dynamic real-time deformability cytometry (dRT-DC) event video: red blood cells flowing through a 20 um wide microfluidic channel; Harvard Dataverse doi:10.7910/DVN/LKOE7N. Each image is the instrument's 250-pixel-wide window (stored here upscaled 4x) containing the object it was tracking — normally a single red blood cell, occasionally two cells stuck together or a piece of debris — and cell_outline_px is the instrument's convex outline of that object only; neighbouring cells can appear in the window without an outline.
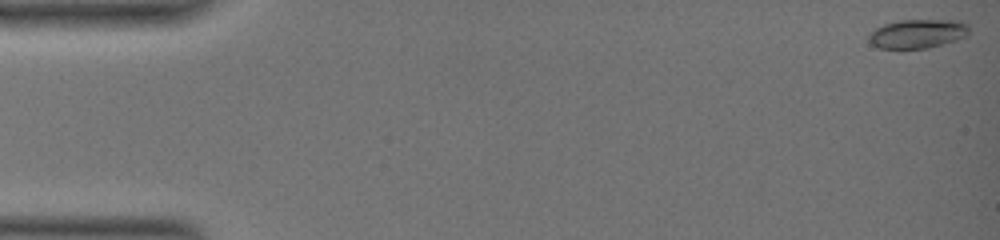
{"species": "common noctule bat (a hibernating species)", "species_latin": "Nyctalus noctula", "temperature_condition": "warm", "stored_images_in_passage": 58, "camera_frame_rate_fps": 3000, "um_per_image_px": 0.085, "animal": {"sex": "female", "body_mass_g": 19.0, "forearm_length_mm": 51.5}, "frame": {"image": 1, "passage_image": 1, "time_ms": 0.0, "image_size_px": [1000, 240], "cell_outline_px": [[968, 36], [944, 44], [928, 48], [900, 52], [880, 48], [872, 44], [868, 40], [868, 32], [884, 24], [900, 20], [960, 20], [968, 24]], "centroid_in_image_um": [77.95, 2.91], "position_along_channel_um": 7.0, "area_um2": 17.74}}
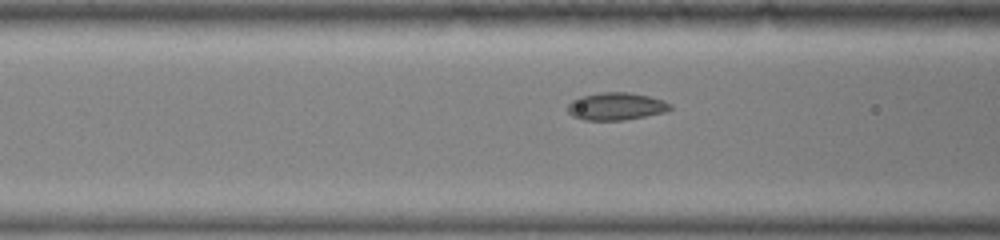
{"frame": {"image": 2, "passage_image": 24, "time_ms": 7.667, "image_size_px": [1000, 240], "cell_outline_px": [[672, 108], [664, 112], [624, 120], [584, 120], [572, 116], [568, 112], [568, 104], [572, 100], [580, 96], [600, 92], [628, 92], [648, 96], [664, 100], [672, 104]], "centroid_in_image_um": [52.35, 9.03], "position_along_channel_um": 114.2, "area_um2": 16.47}}
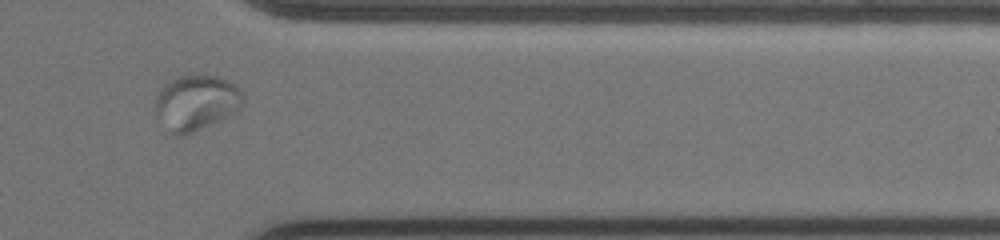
{"frame": {"image": 3, "passage_image": 49, "time_ms": 16.0, "image_size_px": [1000, 240], "cell_outline_px": [[240, 108], [236, 112], [228, 116], [184, 136], [176, 136], [172, 132], [156, 112], [156, 100], [164, 84], [168, 80], [192, 72], [200, 72], [220, 76], [236, 84], [240, 92]], "centroid_in_image_um": [16.69, 8.65], "position_along_channel_um": 394.7, "area_um2": 28.15}}